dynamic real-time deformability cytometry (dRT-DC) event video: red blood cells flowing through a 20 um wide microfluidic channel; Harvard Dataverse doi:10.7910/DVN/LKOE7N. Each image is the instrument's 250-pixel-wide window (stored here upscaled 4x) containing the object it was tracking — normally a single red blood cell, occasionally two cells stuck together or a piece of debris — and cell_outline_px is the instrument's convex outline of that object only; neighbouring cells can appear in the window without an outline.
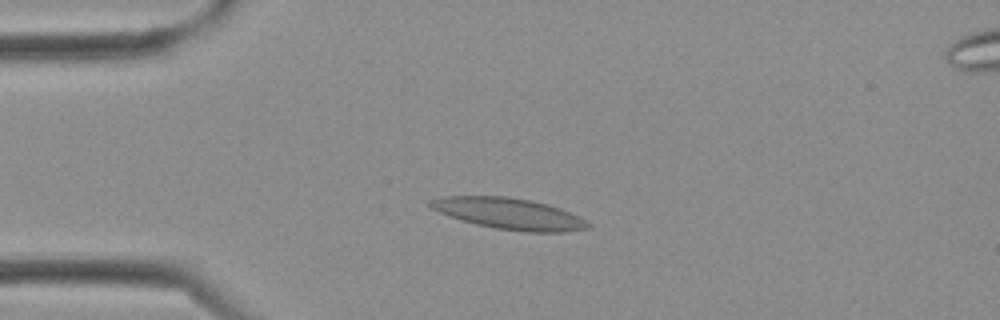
{"species": "Egyptian fruit bat (a non-hibernating species)", "species_latin": "Rousettus aegyptiacus", "temperature_condition": "cold", "stored_images_in_passage": 3, "camera_frame_rate_fps": 3000, "um_per_image_px": 0.085, "frame": {"image": 1, "passage_image": 2, "time_ms": 0.333, "image_size_px": [1000, 320], "cell_outline_px": [[592, 224], [588, 228], [564, 232], [524, 232], [496, 228], [476, 224], [460, 220], [448, 216], [432, 208], [428, 204], [428, 200], [444, 196], [504, 196], [532, 200], [548, 204], [560, 208], [580, 216]], "centroid_in_image_um": [43.29, 18.16], "position_along_channel_um": 41.7, "area_um2": 28.84}}